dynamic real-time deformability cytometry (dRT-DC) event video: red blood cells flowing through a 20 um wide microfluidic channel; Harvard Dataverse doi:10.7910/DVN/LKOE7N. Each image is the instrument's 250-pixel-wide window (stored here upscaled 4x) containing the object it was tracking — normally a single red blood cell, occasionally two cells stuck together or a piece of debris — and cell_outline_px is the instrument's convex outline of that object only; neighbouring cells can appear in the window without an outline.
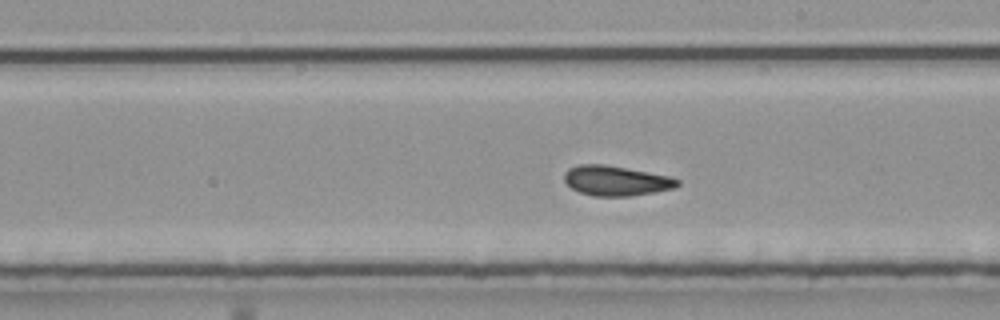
{"species": "common noctule bat (a hibernating species)", "species_latin": "Nyctalus noctula", "temperature_condition": "room temperature", "stored_images_in_passage": 16, "segment_of_instrument_passage": [2, 2], "camera_frame_rate_fps": 3000, "um_per_image_px": 0.085, "animal": {"sex": "male", "body_mass_g": 20.4}, "frame": {"image": 1, "passage_image": 16, "time_ms": 5.0, "image_size_px": [1000, 320], "cell_outline_px": [[680, 184], [676, 188], [656, 192], [628, 196], [592, 196], [580, 192], [572, 188], [564, 180], [564, 172], [568, 168], [580, 164], [604, 164], [668, 176], [680, 180]], "centroid_in_image_um": [52.36, 15.36], "position_along_channel_um": 236.6, "area_um2": 19.71}}